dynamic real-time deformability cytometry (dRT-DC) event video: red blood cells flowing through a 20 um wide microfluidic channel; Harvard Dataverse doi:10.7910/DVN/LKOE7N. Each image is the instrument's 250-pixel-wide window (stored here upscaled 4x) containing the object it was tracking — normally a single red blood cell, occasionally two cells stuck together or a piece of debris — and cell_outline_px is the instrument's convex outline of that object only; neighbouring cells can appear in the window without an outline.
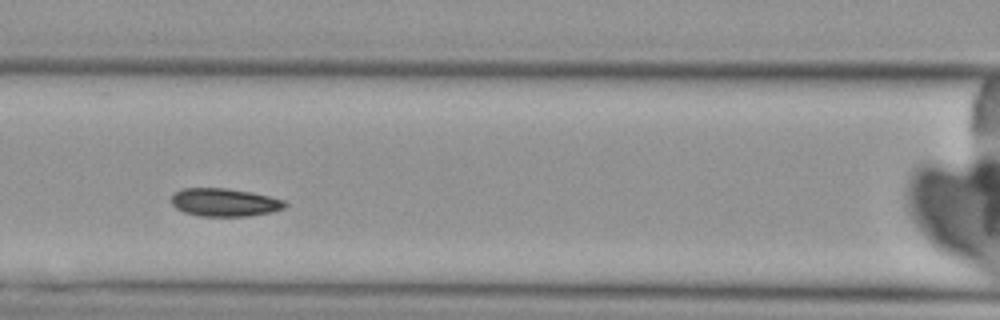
{"species": "Egyptian fruit bat (a non-hibernating species)", "species_latin": "Rousettus aegyptiacus", "temperature_condition": "cold", "stored_images_in_passage": 6, "camera_frame_rate_fps": 3000, "um_per_image_px": 0.085, "animal": {"sex": "female"}, "frame": {"image": 1, "passage_image": 3, "time_ms": 2.0, "image_size_px": [1000, 320], "cell_outline_px": [[288, 204], [284, 208], [272, 212], [248, 216], [200, 216], [184, 212], [176, 208], [172, 204], [172, 196], [176, 192], [184, 188], [224, 188], [252, 192], [284, 200]], "centroid_in_image_um": [19.1, 17.2], "position_along_channel_um": 147.5, "area_um2": 18.5}}
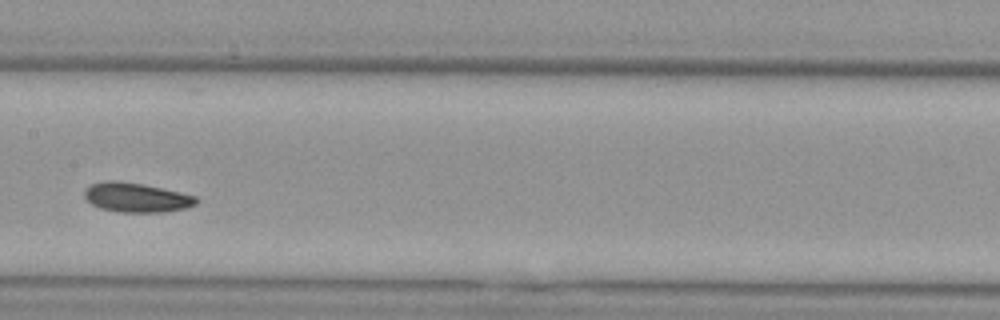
{"frame": {"image": 2, "passage_image": 4, "time_ms": 3.333, "image_size_px": [1000, 320], "cell_outline_px": [[200, 200], [196, 204], [184, 208], [164, 212], [116, 212], [100, 208], [92, 204], [84, 196], [84, 188], [92, 184], [104, 180], [116, 180], [144, 184], [180, 192], [196, 196]], "centroid_in_image_um": [11.58, 16.78], "position_along_channel_um": 195.8, "area_um2": 19.31}}